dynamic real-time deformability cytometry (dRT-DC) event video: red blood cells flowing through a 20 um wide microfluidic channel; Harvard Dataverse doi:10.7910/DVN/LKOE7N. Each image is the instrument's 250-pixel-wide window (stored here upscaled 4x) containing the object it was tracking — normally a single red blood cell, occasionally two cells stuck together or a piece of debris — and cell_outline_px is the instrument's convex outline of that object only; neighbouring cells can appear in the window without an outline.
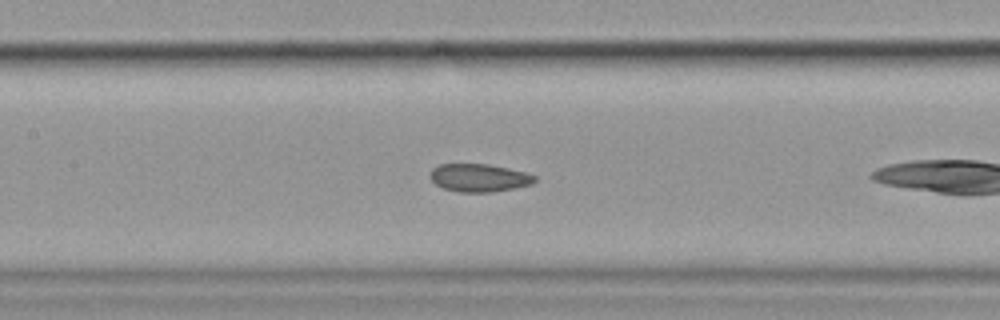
{"species": "common noctule bat (a hibernating species)", "species_latin": "Nyctalus noctula", "temperature_condition": "cold", "stored_images_in_passage": 22, "camera_frame_rate_fps": 3000, "um_per_image_px": 0.085, "animal": {"sex": "female", "body_mass_g": 19.9}, "frame": {"image": 1, "passage_image": 7, "time_ms": 2.0, "image_size_px": [1000, 320], "cell_outline_px": [[536, 180], [532, 184], [492, 192], [460, 192], [444, 188], [436, 184], [432, 180], [432, 168], [440, 164], [488, 164], [528, 172], [536, 176]], "centroid_in_image_um": [40.77, 15.1], "position_along_channel_um": 166.6, "area_um2": 16.88}}
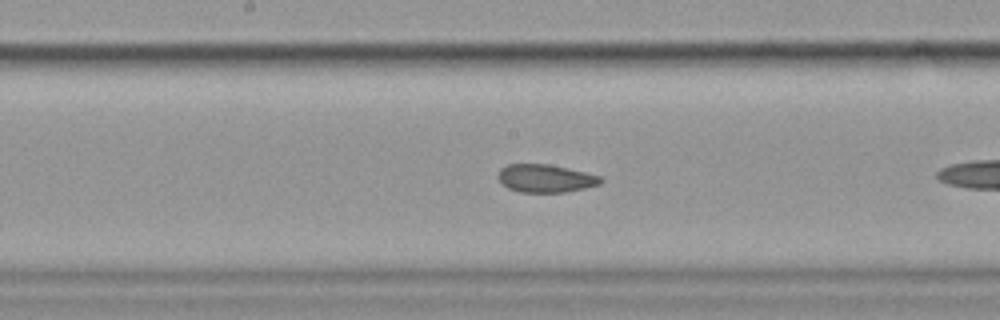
{"frame": {"image": 2, "passage_image": 10, "time_ms": 3.0, "image_size_px": [1000, 320], "cell_outline_px": [[604, 180], [600, 184], [584, 188], [564, 192], [520, 192], [508, 188], [496, 176], [500, 168], [508, 164], [548, 164], [568, 168], [600, 176]], "centroid_in_image_um": [46.35, 15.15], "position_along_channel_um": 201.8, "area_um2": 16.65}}
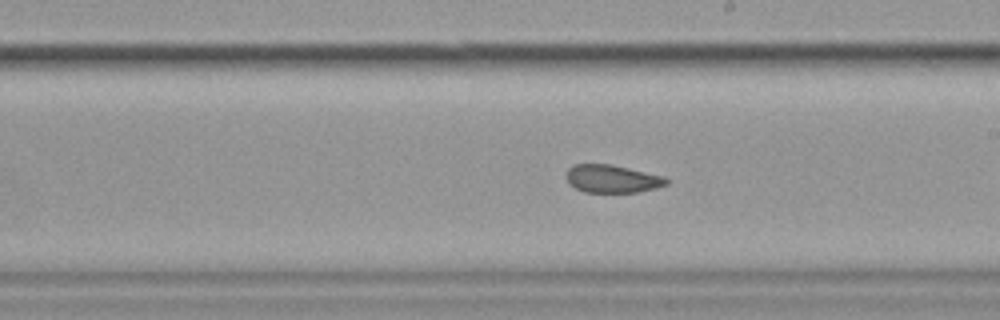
{"frame": {"image": 3, "passage_image": 13, "time_ms": 4.0, "image_size_px": [1000, 320], "cell_outline_px": [[668, 184], [656, 188], [640, 192], [584, 192], [568, 184], [564, 176], [564, 172], [572, 164], [612, 164], [664, 176], [668, 180]], "centroid_in_image_um": [51.99, 15.19], "position_along_channel_um": 237.0, "area_um2": 16.59}}